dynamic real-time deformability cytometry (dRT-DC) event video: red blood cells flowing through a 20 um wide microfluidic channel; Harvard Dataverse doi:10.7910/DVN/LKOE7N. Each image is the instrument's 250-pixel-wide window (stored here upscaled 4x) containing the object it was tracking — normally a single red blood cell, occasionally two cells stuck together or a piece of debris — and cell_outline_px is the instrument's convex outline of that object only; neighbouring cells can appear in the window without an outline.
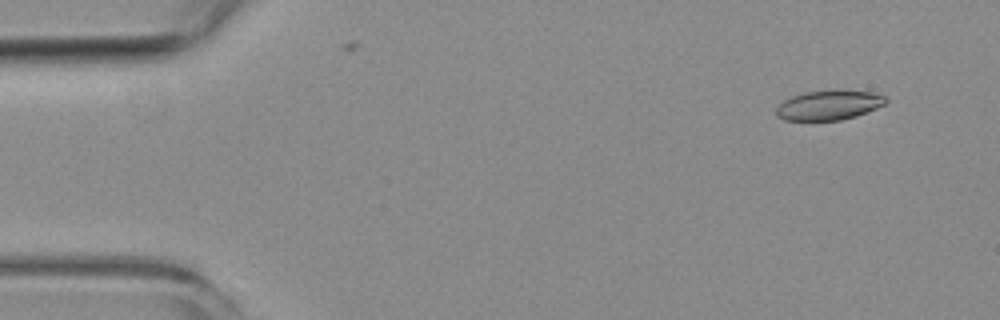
{"species": "common noctule bat (a hibernating species)", "species_latin": "Nyctalus noctula", "temperature_condition": "room temperature", "stored_images_in_passage": 6, "camera_frame_rate_fps": 3000, "um_per_image_px": 0.085, "animal": {"sex": "female", "body_mass_g": 19.3, "forearm_length_mm": 54.1}, "frame": {"image": 1, "passage_image": 2, "time_ms": 1.0, "image_size_px": [1000, 320], "cell_outline_px": [[888, 100], [884, 104], [876, 108], [856, 116], [840, 120], [784, 120], [776, 116], [776, 108], [784, 100], [792, 96], [804, 92], [872, 92], [884, 96]], "centroid_in_image_um": [70.41, 8.97], "position_along_channel_um": 14.6, "area_um2": 18.26}}
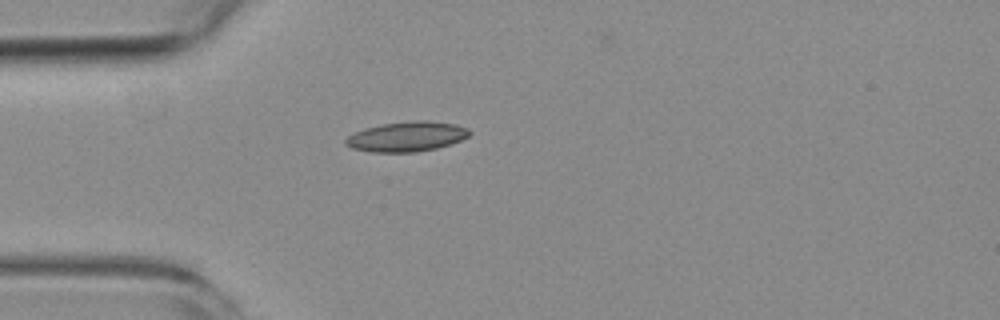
{"frame": {"image": 2, "passage_image": 5, "time_ms": 4.667, "image_size_px": [1000, 320], "cell_outline_px": [[472, 132], [468, 136], [460, 140], [436, 148], [416, 152], [372, 152], [352, 148], [344, 144], [344, 140], [348, 136], [364, 128], [380, 124], [416, 120], [428, 120], [456, 124], [468, 128]], "centroid_in_image_um": [34.56, 11.6], "position_along_channel_um": 50.4, "area_um2": 21.62}}